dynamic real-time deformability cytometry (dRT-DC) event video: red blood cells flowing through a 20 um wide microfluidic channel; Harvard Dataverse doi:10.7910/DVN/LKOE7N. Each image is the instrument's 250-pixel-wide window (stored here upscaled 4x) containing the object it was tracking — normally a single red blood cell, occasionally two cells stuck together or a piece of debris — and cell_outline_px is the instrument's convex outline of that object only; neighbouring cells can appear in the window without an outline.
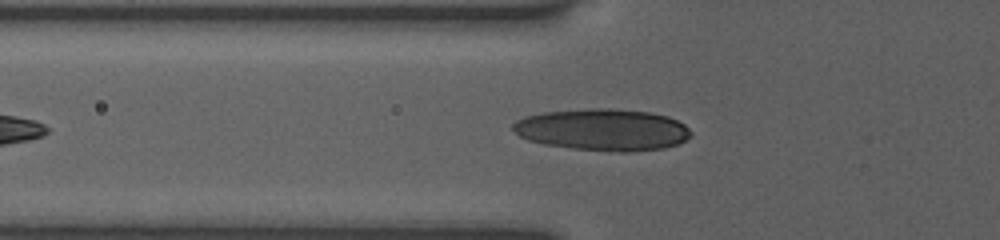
{"species": "human", "species_latin": "Homo sapiens", "temperature_condition": "room temperature", "stored_images_in_passage": 5, "camera_frame_rate_fps": 3000, "um_per_image_px": 0.085, "donor": {"sex": "female"}, "frame": {"image": 1, "passage_image": 2, "time_ms": 0.667, "image_size_px": [1000, 240], "cell_outline_px": [[692, 132], [684, 140], [676, 144], [664, 148], [628, 152], [620, 152], [572, 148], [544, 144], [528, 140], [520, 136], [512, 128], [512, 124], [516, 120], [524, 116], [544, 112], [592, 108], [608, 108], [648, 112], [668, 116], [684, 124]], "centroid_in_image_um": [51.21, 11.02], "position_along_channel_um": 74.6, "area_um2": 43.12}}
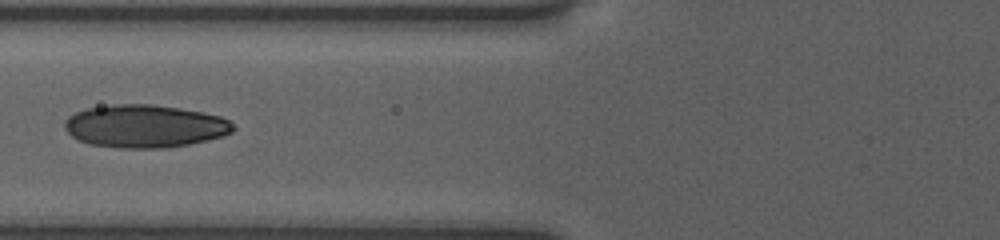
{"frame": {"image": 2, "passage_image": 3, "time_ms": 1.667, "image_size_px": [1000, 240], "cell_outline_px": [[236, 128], [232, 132], [224, 136], [208, 140], [188, 144], [164, 148], [120, 148], [88, 144], [72, 136], [64, 128], [64, 120], [68, 116], [76, 112], [88, 108], [112, 104], [152, 104], [180, 108], [220, 116], [228, 120]], "centroid_in_image_um": [12.3, 10.72], "position_along_channel_um": 113.5, "area_um2": 42.14}}
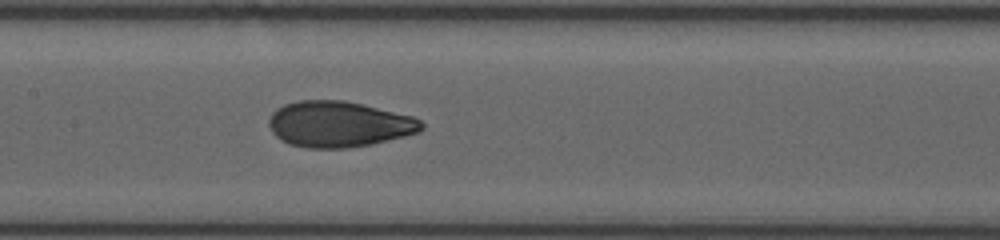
{"frame": {"image": 3, "passage_image": 5, "time_ms": 3.333, "image_size_px": [1000, 240], "cell_outline_px": [[424, 128], [420, 132], [372, 144], [348, 148], [308, 148], [288, 144], [280, 140], [272, 132], [268, 124], [268, 120], [272, 112], [276, 108], [284, 104], [296, 100], [344, 100], [412, 116], [420, 120], [424, 124]], "centroid_in_image_um": [28.77, 10.56], "position_along_channel_um": 178.6, "area_um2": 40.98}}